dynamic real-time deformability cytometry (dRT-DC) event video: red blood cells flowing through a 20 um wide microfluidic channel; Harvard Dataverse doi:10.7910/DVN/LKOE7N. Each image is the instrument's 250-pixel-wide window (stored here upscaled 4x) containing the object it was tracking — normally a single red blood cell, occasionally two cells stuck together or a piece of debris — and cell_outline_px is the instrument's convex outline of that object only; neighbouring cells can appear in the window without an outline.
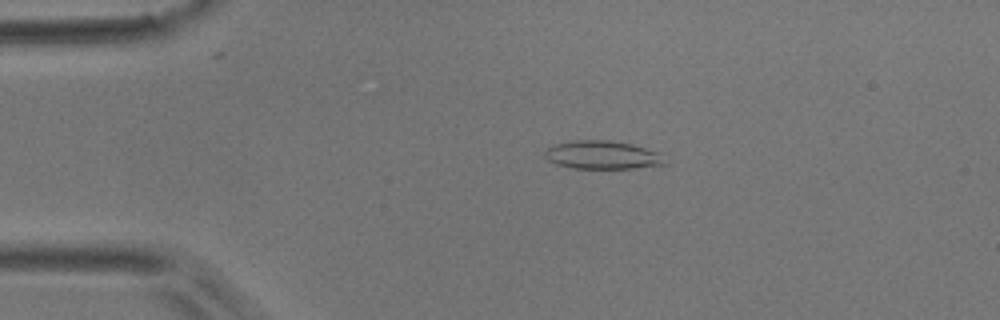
{"species": "common noctule bat (a hibernating species)", "species_latin": "Nyctalus noctula", "temperature_condition": "room temperature", "stored_images_in_passage": 4, "camera_frame_rate_fps": 3000, "um_per_image_px": 0.085, "animal": {"sex": "male", "body_mass_g": 17.9}, "frame": {"image": 1, "passage_image": 3, "time_ms": 2.333, "image_size_px": [1000, 320], "cell_outline_px": [[668, 164], [632, 168], [572, 168], [556, 164], [548, 160], [544, 156], [544, 152], [548, 148], [556, 144], [576, 140], [612, 140], [632, 144], [660, 152]], "centroid_in_image_um": [51.23, 13.17], "position_along_channel_um": 33.8, "area_um2": 19.83}}